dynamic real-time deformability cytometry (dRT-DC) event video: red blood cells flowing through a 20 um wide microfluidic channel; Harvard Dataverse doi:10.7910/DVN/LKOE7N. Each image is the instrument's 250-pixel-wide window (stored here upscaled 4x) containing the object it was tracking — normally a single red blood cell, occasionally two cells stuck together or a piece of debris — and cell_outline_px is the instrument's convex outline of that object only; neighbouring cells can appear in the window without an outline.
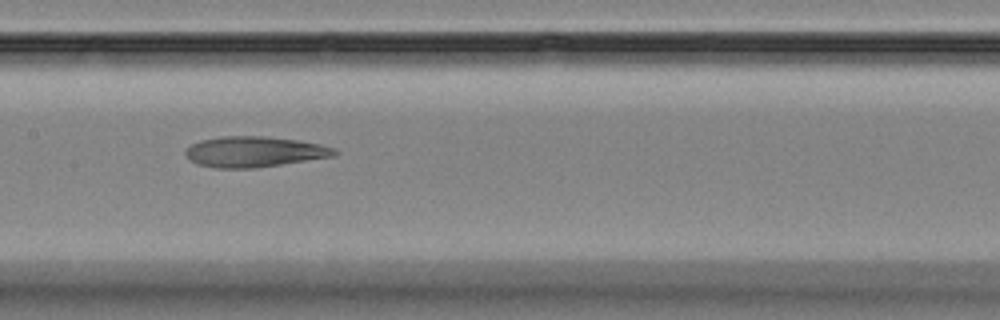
{"species": "Egyptian fruit bat (a non-hibernating species)", "species_latin": "Rousettus aegyptiacus", "temperature_condition": "room temperature", "stored_images_in_passage": 9, "camera_frame_rate_fps": 3000, "um_per_image_px": 0.085, "animal": {"sex": "female"}, "frame": {"image": 1, "passage_image": 9, "time_ms": 10.0, "image_size_px": [1000, 320], "cell_outline_px": [[340, 152], [332, 156], [280, 164], [252, 168], [216, 168], [196, 164], [188, 160], [184, 152], [192, 144], [200, 140], [220, 136], [264, 136], [296, 140], [320, 144], [336, 148]], "centroid_in_image_um": [21.57, 12.89], "position_along_channel_um": 185.8, "area_um2": 26.47}}